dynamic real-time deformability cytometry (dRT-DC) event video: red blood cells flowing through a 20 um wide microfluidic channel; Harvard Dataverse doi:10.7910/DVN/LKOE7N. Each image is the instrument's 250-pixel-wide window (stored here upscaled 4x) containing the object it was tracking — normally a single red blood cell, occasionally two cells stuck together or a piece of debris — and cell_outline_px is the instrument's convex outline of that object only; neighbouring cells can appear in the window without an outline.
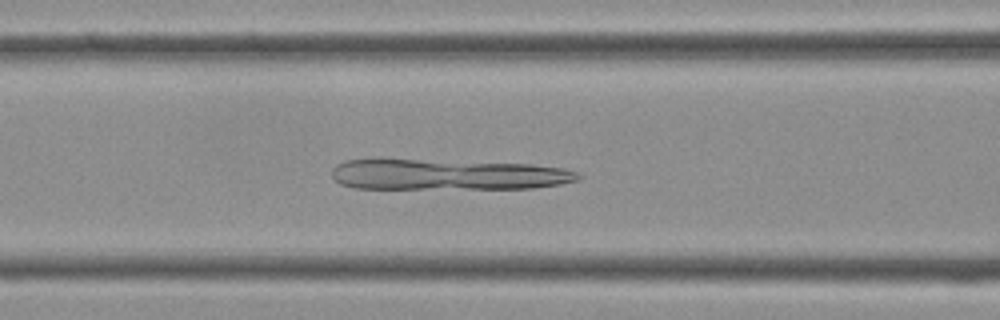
{"species": "Egyptian fruit bat (a non-hibernating species)", "species_latin": "Rousettus aegyptiacus", "temperature_condition": "cold", "stored_images_in_passage": 39, "camera_frame_rate_fps": 3000, "um_per_image_px": 0.085, "frame": {"image": 1, "passage_image": 15, "time_ms": 4.667, "image_size_px": [1000, 320], "cell_outline_px": [[584, 176], [580, 180], [560, 184], [532, 188], [356, 188], [340, 184], [332, 176], [332, 168], [336, 164], [344, 160], [376, 156], [380, 156], [532, 164], [564, 168], [580, 172]], "centroid_in_image_um": [37.96, 14.78], "position_along_channel_um": 128.6, "area_um2": 46.07}}
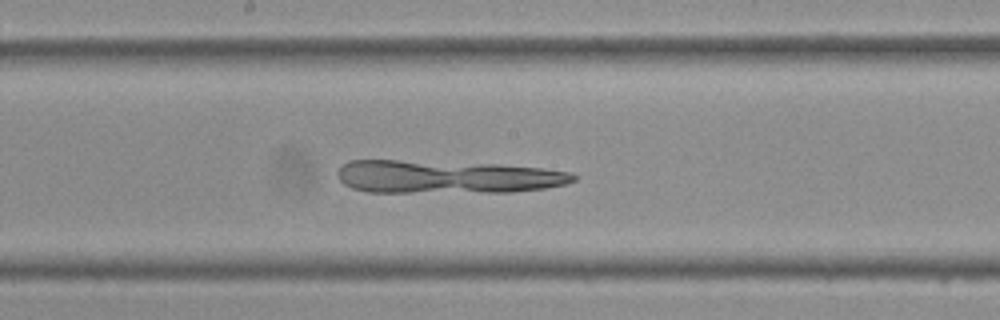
{"frame": {"image": 2, "passage_image": 20, "time_ms": 6.333, "image_size_px": [1000, 320], "cell_outline_px": [[576, 180], [564, 184], [544, 188], [512, 192], [368, 192], [352, 188], [344, 184], [336, 176], [336, 172], [344, 164], [352, 160], [396, 160], [500, 164], [540, 168], [572, 172], [576, 176]], "centroid_in_image_um": [37.97, 15.03], "position_along_channel_um": 210.2, "area_um2": 45.49}}
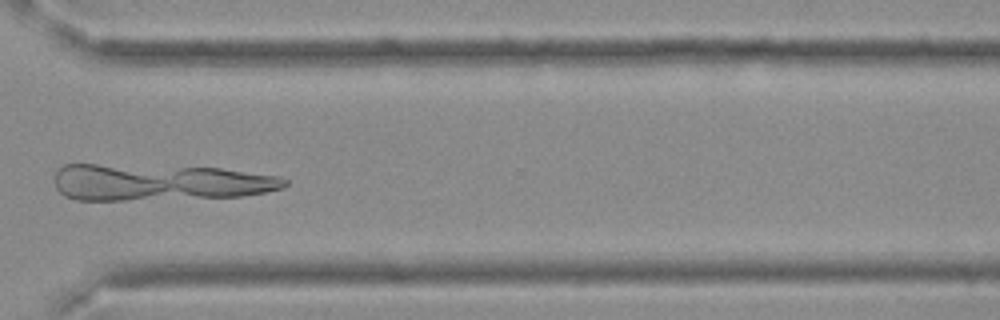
{"frame": {"image": 3, "passage_image": 29, "time_ms": 9.333, "image_size_px": [1000, 320], "cell_outline_px": [[288, 184], [284, 188], [264, 192], [240, 196], [124, 200], [76, 200], [64, 196], [56, 188], [52, 180], [56, 172], [64, 164], [96, 164], [220, 168], [280, 176], [288, 180]], "centroid_in_image_um": [13.49, 15.49], "position_along_channel_um": 357.1, "area_um2": 49.07}}